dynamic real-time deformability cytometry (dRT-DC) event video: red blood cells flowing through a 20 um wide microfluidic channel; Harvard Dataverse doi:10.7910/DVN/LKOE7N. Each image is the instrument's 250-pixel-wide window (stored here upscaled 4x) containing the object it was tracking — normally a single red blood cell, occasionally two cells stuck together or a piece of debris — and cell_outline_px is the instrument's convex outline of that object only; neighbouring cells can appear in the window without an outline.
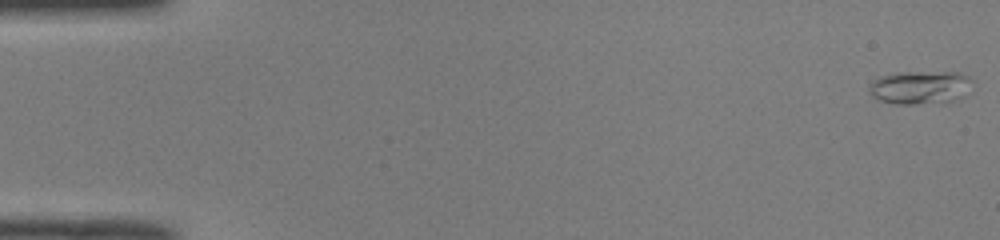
{"species": "common noctule bat (a hibernating species)", "species_latin": "Nyctalus noctula", "temperature_condition": "room temperature", "stored_images_in_passage": 51, "camera_frame_rate_fps": 3000, "um_per_image_px": 0.085, "animal": {"sex": "male", "body_mass_g": 19.0, "forearm_length_mm": 50.8}, "frame": {"image": 1, "passage_image": 1, "time_ms": 0.0, "image_size_px": [1000, 240], "cell_outline_px": [[976, 80], [972, 92], [968, 96], [952, 100], [912, 104], [896, 104], [880, 100], [872, 96], [868, 92], [868, 88], [872, 80], [880, 76], [896, 72], [960, 72]], "centroid_in_image_um": [78.3, 7.41], "position_along_channel_um": 6.7, "area_um2": 20.63}}
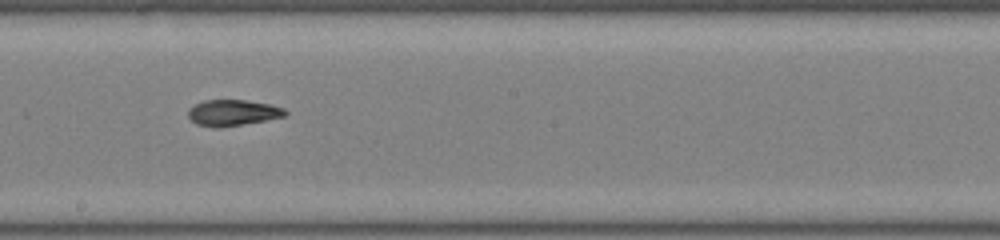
{"frame": {"image": 2, "passage_image": 29, "time_ms": 9.333, "image_size_px": [1000, 240], "cell_outline_px": [[288, 112], [284, 116], [244, 124], [216, 128], [212, 128], [196, 124], [188, 116], [188, 108], [204, 100], [244, 100], [272, 104], [284, 108]], "centroid_in_image_um": [19.77, 9.58], "position_along_channel_um": 228.4, "area_um2": 14.74}}
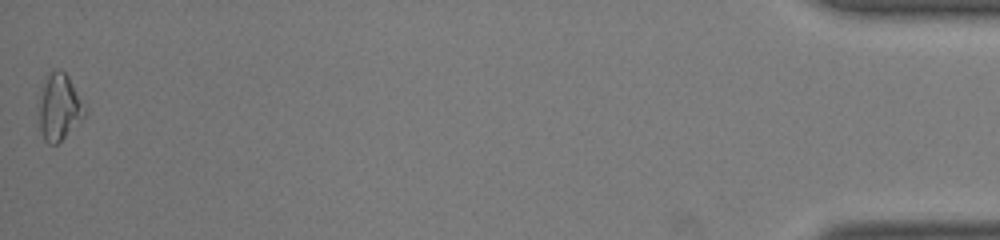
{"frame": {"image": 3, "passage_image": 51, "time_ms": 16.667, "image_size_px": [1000, 240], "cell_outline_px": [[88, 112], [56, 144], [48, 144], [44, 140], [40, 132], [40, 88], [44, 76], [52, 68], [60, 68], [68, 76], [88, 108]], "centroid_in_image_um": [5.03, 9.02], "position_along_channel_um": 430.2, "area_um2": 18.03}, "authors_computed_cell_mechanics": {"area_um2": 15.0858, "velocity_mm_per_s": 4.0203, "shape_relaxation_time_tau1_ms": null, "shape_relaxation_time_tau2_ms": 3.8528, "deformation_change_tau1": null, "deformation_change_tau2": 0.0968}}